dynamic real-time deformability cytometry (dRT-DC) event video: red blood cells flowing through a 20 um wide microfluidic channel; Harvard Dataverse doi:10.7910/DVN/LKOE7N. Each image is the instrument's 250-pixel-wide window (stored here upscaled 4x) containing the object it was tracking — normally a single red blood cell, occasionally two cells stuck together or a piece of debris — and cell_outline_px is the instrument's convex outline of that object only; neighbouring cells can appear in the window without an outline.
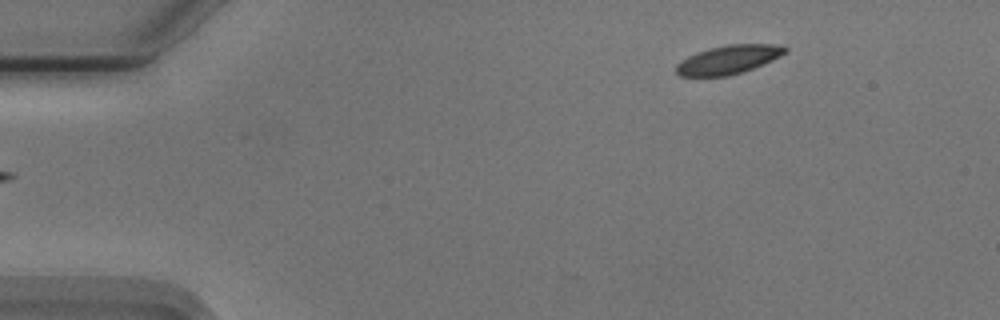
{"species": "Egyptian fruit bat (a non-hibernating species)", "species_latin": "Rousettus aegyptiacus", "temperature_condition": "cold", "stored_images_in_passage": 39, "camera_frame_rate_fps": 3000, "um_per_image_px": 0.085, "animal": {"sex": "male"}, "frame": {"image": 1, "passage_image": 1, "time_ms": 0.0, "image_size_px": [1000, 320], "cell_outline_px": [[788, 52], [772, 60], [752, 68], [728, 76], [680, 76], [676, 72], [676, 64], [680, 60], [696, 52], [708, 48], [728, 44], [776, 44], [788, 48]], "centroid_in_image_um": [61.9, 5.05], "position_along_channel_um": 23.1, "area_um2": 18.21}}
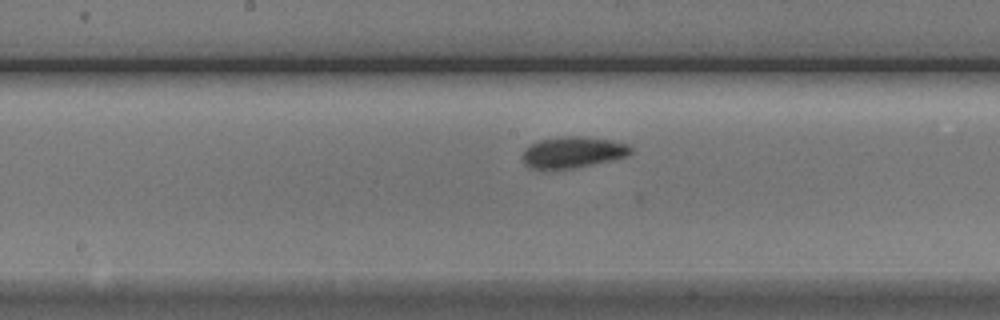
{"frame": {"image": 2, "passage_image": 22, "time_ms": 7.0, "image_size_px": [1000, 320], "cell_outline_px": [[632, 152], [624, 156], [608, 160], [572, 168], [532, 168], [524, 164], [524, 152], [532, 144], [540, 140], [560, 136], [584, 136], [612, 140], [628, 144], [632, 148]], "centroid_in_image_um": [48.71, 12.91], "position_along_channel_um": 199.5, "area_um2": 19.13}}
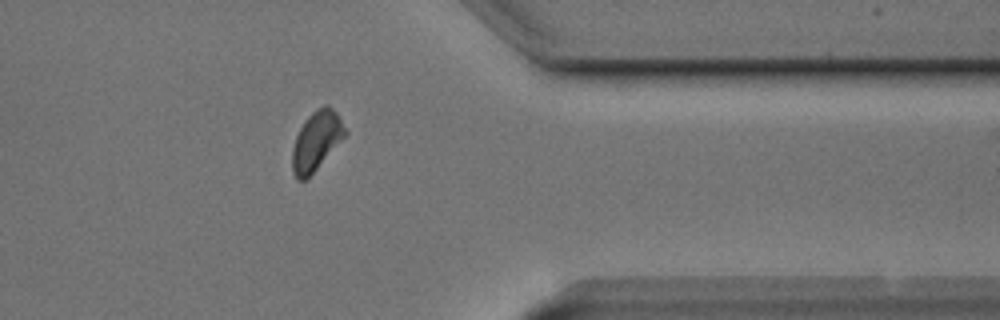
{"frame": {"image": 3, "passage_image": 38, "time_ms": 12.333, "image_size_px": [1000, 320], "cell_outline_px": [[348, 132], [316, 168], [304, 180], [296, 180], [292, 172], [292, 148], [296, 136], [304, 120], [316, 108], [324, 104], [328, 104], [340, 116]], "centroid_in_image_um": [26.88, 11.92], "position_along_channel_um": 384.5, "area_um2": 18.03}}